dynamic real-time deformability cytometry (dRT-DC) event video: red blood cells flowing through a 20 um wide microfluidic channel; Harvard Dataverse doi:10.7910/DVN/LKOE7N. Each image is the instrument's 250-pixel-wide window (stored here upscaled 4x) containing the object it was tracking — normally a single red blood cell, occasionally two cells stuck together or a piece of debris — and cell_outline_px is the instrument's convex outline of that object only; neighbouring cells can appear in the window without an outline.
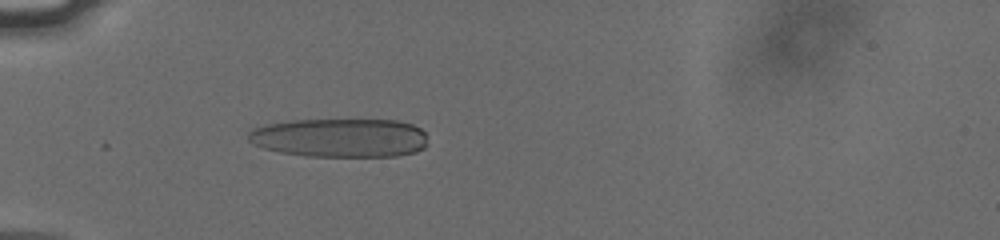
{"species": "human", "species_latin": "Homo sapiens", "temperature_condition": "cold", "stored_images_in_passage": 39, "camera_frame_rate_fps": 3000, "um_per_image_px": 0.085, "donor": {"sex": "male"}, "frame": {"image": 1, "passage_image": 2, "time_ms": 0.333, "image_size_px": [1000, 240], "cell_outline_px": [[428, 144], [424, 148], [416, 152], [396, 156], [304, 156], [280, 152], [264, 148], [252, 144], [248, 140], [248, 132], [252, 128], [264, 124], [292, 120], [396, 120], [412, 124], [420, 128], [428, 136]], "centroid_in_image_um": [28.91, 11.71], "position_along_channel_um": 56.1, "area_um2": 41.1}}
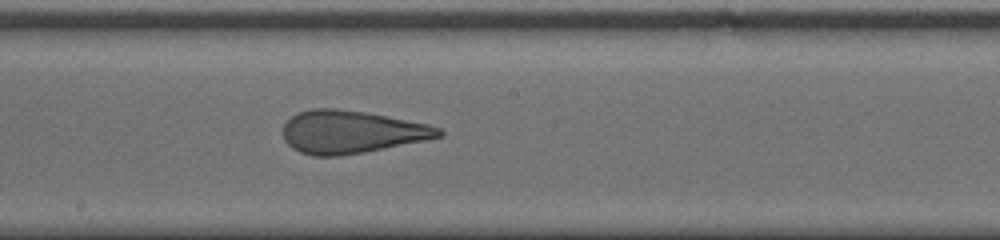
{"frame": {"image": 2, "passage_image": 16, "time_ms": 5.0, "image_size_px": [1000, 240], "cell_outline_px": [[444, 136], [428, 140], [364, 152], [340, 156], [312, 156], [300, 152], [292, 148], [284, 140], [284, 124], [292, 116], [300, 112], [312, 108], [336, 108], [364, 112], [388, 116], [428, 124], [440, 128], [444, 132]], "centroid_in_image_um": [29.89, 11.22], "position_along_channel_um": 218.3, "area_um2": 38.9}}
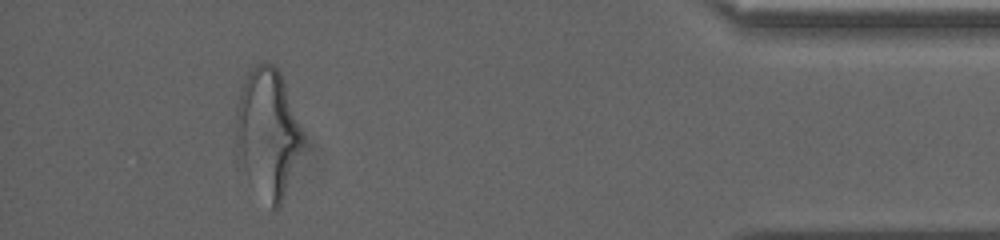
{"frame": {"image": 3, "passage_image": 35, "time_ms": 11.333, "image_size_px": [1000, 240], "cell_outline_px": [[300, 144], [280, 204], [276, 212], [272, 208], [236, 168], [236, 108], [248, 72], [256, 64], [272, 64], [280, 72], [300, 132]], "centroid_in_image_um": [22.62, 11.35], "position_along_channel_um": 412.6, "area_um2": 48.32}, "authors_computed_cell_mechanics": {"area_um2": 41.0958, "velocity_mm_per_s": 3.8144, "shape_relaxation_time_tau1_ms": null, "shape_relaxation_time_tau2_ms": 1.2044, "deformation_change_tau1": null, "deformation_change_tau2": 0.1032}}